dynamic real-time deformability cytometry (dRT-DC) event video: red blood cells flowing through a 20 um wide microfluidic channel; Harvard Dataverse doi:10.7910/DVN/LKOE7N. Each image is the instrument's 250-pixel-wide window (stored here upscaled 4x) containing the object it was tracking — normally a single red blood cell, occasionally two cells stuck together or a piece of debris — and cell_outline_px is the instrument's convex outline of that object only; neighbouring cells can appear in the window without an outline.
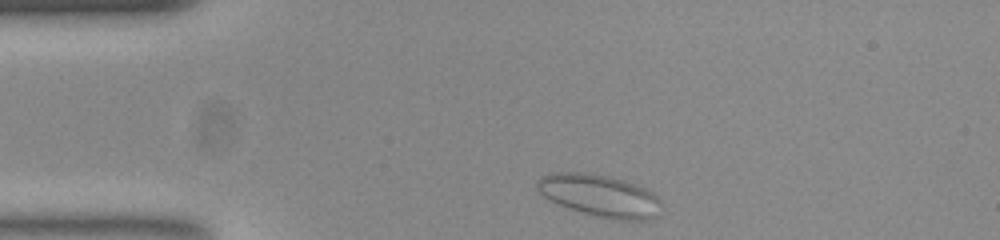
{"species": "common noctule bat (a hibernating species)", "species_latin": "Nyctalus noctula", "temperature_condition": "room temperature", "stored_images_in_passage": 45, "camera_frame_rate_fps": 3000, "um_per_image_px": 0.085, "animal": {"sex": "female", "body_mass_g": 23.0, "forearm_length_mm": 53.4}, "frame": {"image": 1, "passage_image": 1, "time_ms": 0.0, "image_size_px": [1000, 240], "cell_outline_px": [[656, 200], [652, 220], [624, 220], [596, 216], [580, 212], [568, 208], [544, 196], [536, 188], [536, 184], [544, 176], [560, 172], [572, 172], [604, 176], [620, 180], [644, 188], [652, 192], [656, 196]], "centroid_in_image_um": [50.9, 16.64], "position_along_channel_um": 34.1, "area_um2": 29.02}}
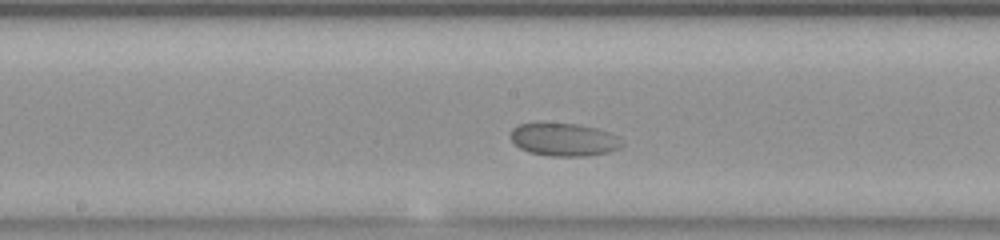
{"frame": {"image": 2, "passage_image": 18, "time_ms": 5.667, "image_size_px": [1000, 240], "cell_outline_px": [[624, 144], [608, 152], [584, 156], [552, 156], [532, 152], [520, 148], [512, 140], [512, 128], [520, 124], [576, 124], [596, 128], [608, 132], [616, 136]], "centroid_in_image_um": [47.94, 11.87], "position_along_channel_um": 200.3, "area_um2": 20.69}}
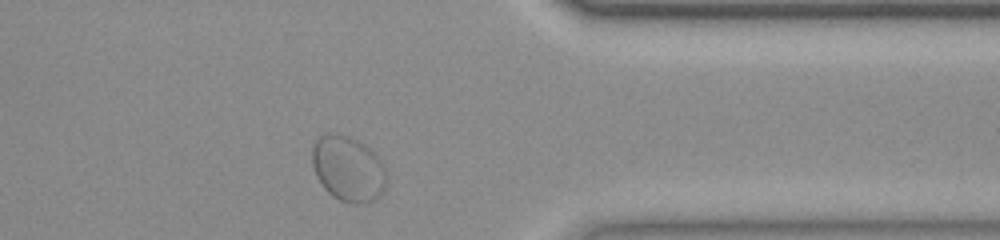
{"frame": {"image": 3, "passage_image": 34, "time_ms": 11.0, "image_size_px": [1000, 240], "cell_outline_px": [[384, 188], [372, 200], [364, 204], [352, 204], [340, 200], [332, 196], [324, 188], [316, 176], [312, 164], [312, 148], [316, 140], [320, 136], [328, 132], [344, 136], [356, 140], [364, 144], [380, 160], [384, 168]], "centroid_in_image_um": [29.53, 14.35], "position_along_channel_um": 381.9, "area_um2": 27.8}}